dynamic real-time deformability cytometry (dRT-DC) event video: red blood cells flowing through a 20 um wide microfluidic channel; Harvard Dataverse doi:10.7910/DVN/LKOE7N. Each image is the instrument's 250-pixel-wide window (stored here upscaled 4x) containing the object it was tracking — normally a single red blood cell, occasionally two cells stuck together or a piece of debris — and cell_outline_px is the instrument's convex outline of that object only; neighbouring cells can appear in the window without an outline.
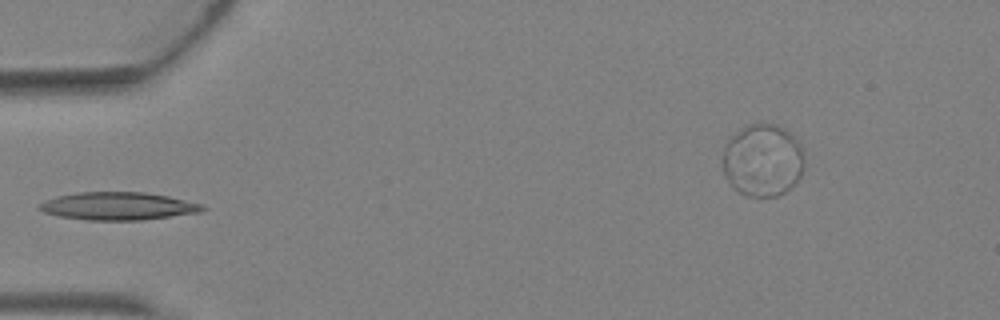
{"species": "Egyptian fruit bat (a non-hibernating species)", "species_latin": "Rousettus aegyptiacus", "temperature_condition": "warm", "stored_images_in_passage": 3, "camera_frame_rate_fps": 3000, "um_per_image_px": 0.085, "animal": {"sex": "female"}, "frame": {"image": 1, "passage_image": 3, "time_ms": 0.667, "image_size_px": [1000, 320], "cell_outline_px": [[208, 208], [200, 212], [140, 220], [88, 220], [60, 216], [44, 212], [36, 208], [36, 204], [44, 200], [56, 196], [76, 192], [144, 192], [168, 196], [204, 204]], "centroid_in_image_um": [10.0, 17.51], "position_along_channel_um": 75.0, "area_um2": 26.59}}